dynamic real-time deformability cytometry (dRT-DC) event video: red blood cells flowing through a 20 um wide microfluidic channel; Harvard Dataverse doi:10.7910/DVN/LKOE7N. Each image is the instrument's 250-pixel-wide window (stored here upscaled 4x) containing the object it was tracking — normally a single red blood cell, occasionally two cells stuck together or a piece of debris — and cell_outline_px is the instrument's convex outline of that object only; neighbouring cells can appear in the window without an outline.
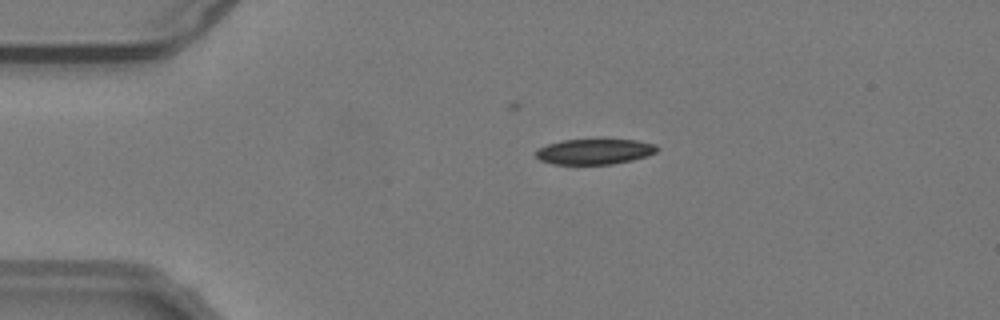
{"species": "common noctule bat (a hibernating species)", "species_latin": "Nyctalus noctula", "temperature_condition": "warm", "stored_images_in_passage": 53, "camera_frame_rate_fps": 3000, "um_per_image_px": 0.085, "animal": {"sex": "male", "body_mass_g": 19.2, "forearm_length_mm": 51.8}, "frame": {"image": 1, "passage_image": 10, "time_ms": 3.0, "image_size_px": [1000, 320], "cell_outline_px": [[660, 148], [656, 152], [648, 156], [632, 160], [612, 164], [552, 164], [540, 160], [536, 156], [536, 148], [560, 140], [604, 136], [636, 140], [656, 144]], "centroid_in_image_um": [50.57, 12.82], "position_along_channel_um": 34.4, "area_um2": 19.13}}
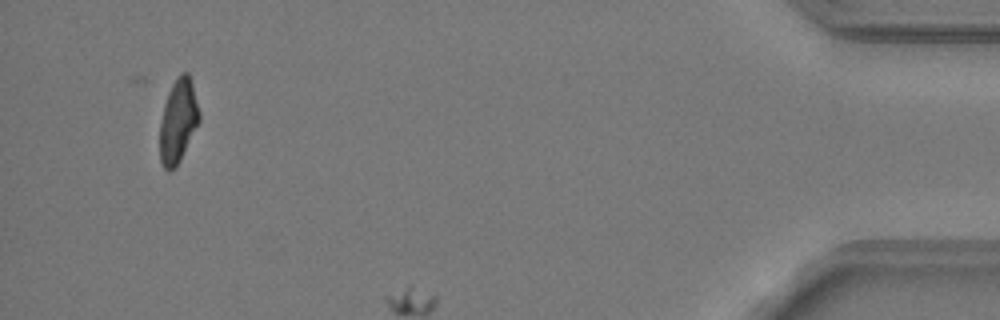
{"frame": {"image": 2, "passage_image": 50, "time_ms": 16.333, "image_size_px": [1000, 320], "cell_outline_px": [[200, 120], [180, 160], [168, 172], [164, 168], [160, 160], [160, 120], [164, 104], [168, 92], [176, 76], [180, 72], [188, 72], [192, 84], [200, 112]], "centroid_in_image_um": [15.13, 10.24], "position_along_channel_um": 420.1, "area_um2": 19.13}}